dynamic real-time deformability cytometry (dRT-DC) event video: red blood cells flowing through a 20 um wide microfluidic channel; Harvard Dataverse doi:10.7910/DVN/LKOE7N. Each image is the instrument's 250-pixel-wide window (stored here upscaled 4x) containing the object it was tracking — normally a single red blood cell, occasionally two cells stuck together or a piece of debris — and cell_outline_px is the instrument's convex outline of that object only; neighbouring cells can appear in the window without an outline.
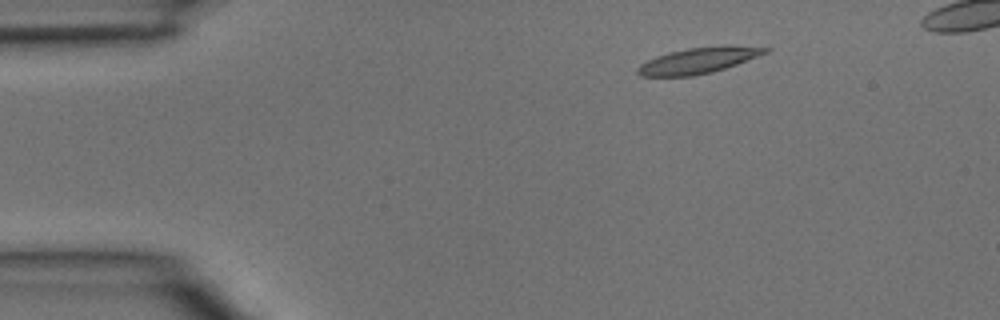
{"species": "common noctule bat (a hibernating species)", "species_latin": "Nyctalus noctula", "temperature_condition": "room temperature", "stored_images_in_passage": 3, "camera_frame_rate_fps": 3000, "um_per_image_px": 0.085, "animal": {"sex": "male", "body_mass_g": 15.6}, "frame": {"image": 1, "passage_image": 1, "time_ms": 0.0, "image_size_px": [1000, 320], "cell_outline_px": [[772, 48], [768, 52], [736, 64], [712, 72], [692, 76], [640, 76], [636, 72], [636, 68], [640, 64], [656, 56], [668, 52], [688, 48], [720, 44], [724, 44]], "centroid_in_image_um": [59.36, 5.12], "position_along_channel_um": 25.6, "area_um2": 19.42}}